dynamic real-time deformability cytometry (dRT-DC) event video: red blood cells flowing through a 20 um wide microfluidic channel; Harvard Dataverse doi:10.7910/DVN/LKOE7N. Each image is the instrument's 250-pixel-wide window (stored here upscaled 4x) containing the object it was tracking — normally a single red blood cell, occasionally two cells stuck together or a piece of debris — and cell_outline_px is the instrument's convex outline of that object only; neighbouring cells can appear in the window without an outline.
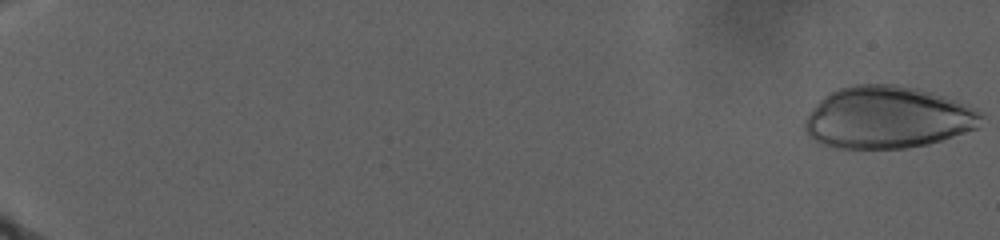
{"species": "human", "species_latin": "Homo sapiens", "temperature_condition": "warm", "stored_images_in_passage": 71, "camera_frame_rate_fps": 3000, "um_per_image_px": 0.085, "donor": {"sex": "male"}, "frame": {"image": 1, "passage_image": 1, "time_ms": 0.0, "image_size_px": [1000, 240], "cell_outline_px": [[984, 116], [976, 128], [928, 144], [908, 148], [832, 148], [820, 144], [808, 136], [804, 132], [804, 120], [808, 112], [824, 96], [840, 88], [856, 84], [896, 84], [916, 88], [932, 92], [968, 104], [984, 112]], "centroid_in_image_um": [75.42, 9.98], "position_along_channel_um": 9.6, "area_um2": 64.22}}